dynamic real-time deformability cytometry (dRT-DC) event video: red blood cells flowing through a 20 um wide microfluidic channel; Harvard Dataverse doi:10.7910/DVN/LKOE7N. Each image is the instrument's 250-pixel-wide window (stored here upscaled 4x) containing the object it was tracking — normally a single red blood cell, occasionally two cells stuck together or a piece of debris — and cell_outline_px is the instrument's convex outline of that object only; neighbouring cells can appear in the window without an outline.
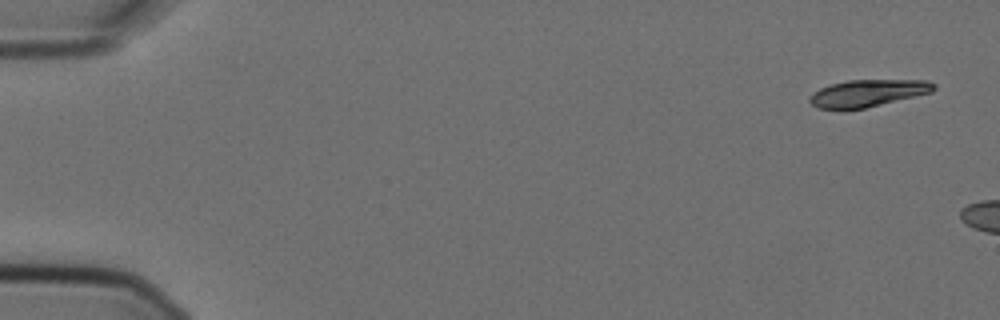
{"species": "Egyptian fruit bat (a non-hibernating species)", "species_latin": "Rousettus aegyptiacus", "temperature_condition": "cold", "stored_images_in_passage": 2, "camera_frame_rate_fps": 3000, "um_per_image_px": 0.085, "animal": {"sex": "female"}, "frame": {"image": 1, "passage_image": 1, "time_ms": 0.0, "image_size_px": [1000, 320], "cell_outline_px": [[936, 88], [932, 92], [864, 108], [844, 112], [820, 108], [812, 104], [808, 100], [820, 88], [832, 84], [848, 80], [928, 80], [936, 84]], "centroid_in_image_um": [73.76, 7.94], "position_along_channel_um": 11.2, "area_um2": 19.71}}